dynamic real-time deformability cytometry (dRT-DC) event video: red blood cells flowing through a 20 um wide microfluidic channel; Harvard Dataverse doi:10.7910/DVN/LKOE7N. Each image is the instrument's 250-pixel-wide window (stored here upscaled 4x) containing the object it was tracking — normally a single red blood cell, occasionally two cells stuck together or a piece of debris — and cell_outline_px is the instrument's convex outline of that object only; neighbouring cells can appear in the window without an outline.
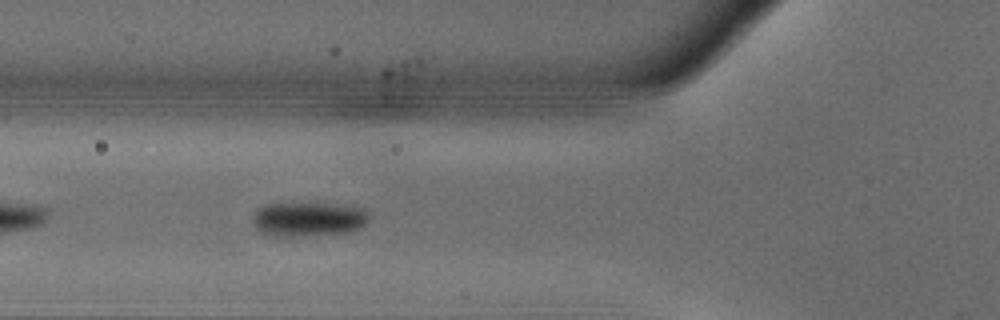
{"species": "common noctule bat (a hibernating species)", "species_latin": "Nyctalus noctula", "temperature_condition": "warm", "stored_images_in_passage": 16, "camera_frame_rate_fps": 3000, "um_per_image_px": 0.085, "animal": {"sex": "male", "body_mass_g": 18.8}, "frame": {"image": 1, "passage_image": 7, "time_ms": 2.0, "image_size_px": [1000, 320], "cell_outline_px": [[368, 220], [360, 228], [348, 232], [308, 236], [268, 236], [260, 232], [256, 228], [252, 220], [252, 216], [256, 208], [264, 204], [292, 200], [352, 204], [364, 208], [368, 212]], "centroid_in_image_um": [26.18, 18.56], "position_along_channel_um": 99.6, "area_um2": 24.97}}
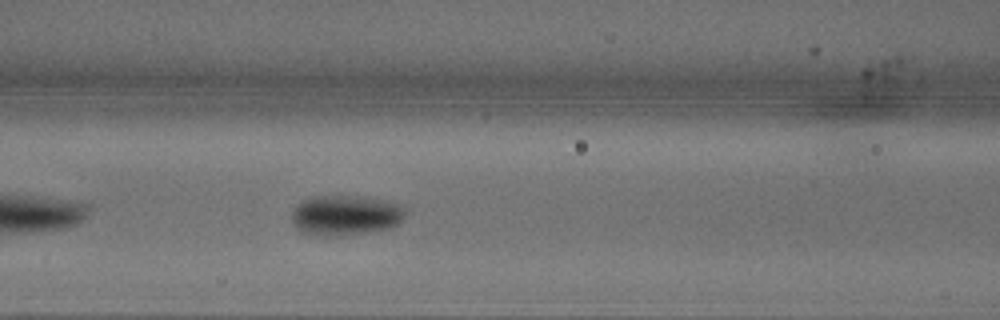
{"frame": {"image": 2, "passage_image": 10, "time_ms": 3.0, "image_size_px": [1000, 320], "cell_outline_px": [[404, 216], [396, 224], [388, 228], [364, 232], [324, 236], [304, 232], [292, 220], [292, 212], [296, 204], [304, 200], [316, 196], [348, 196], [384, 200], [404, 204]], "centroid_in_image_um": [29.38, 18.27], "position_along_channel_um": 137.2, "area_um2": 25.84}}
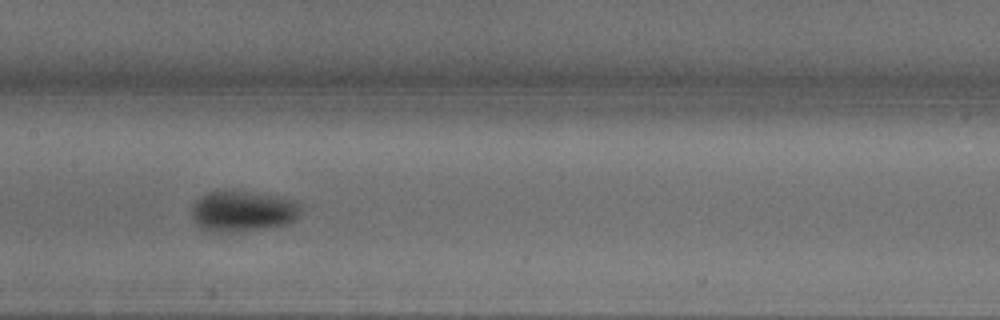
{"frame": {"image": 3, "passage_image": 14, "time_ms": 4.333, "image_size_px": [1000, 320], "cell_outline_px": [[300, 216], [296, 220], [288, 224], [268, 228], [228, 232], [212, 232], [200, 228], [196, 224], [192, 216], [192, 208], [196, 200], [200, 196], [208, 192], [248, 192], [280, 196], [296, 200], [300, 204]], "centroid_in_image_um": [20.68, 17.97], "position_along_channel_um": 186.7, "area_um2": 26.01}}